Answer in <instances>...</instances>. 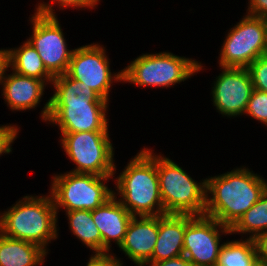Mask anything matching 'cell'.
<instances>
[{
  "mask_svg": "<svg viewBox=\"0 0 267 266\" xmlns=\"http://www.w3.org/2000/svg\"><path fill=\"white\" fill-rule=\"evenodd\" d=\"M121 262L115 255L109 253L95 254L91 255L86 266H122Z\"/></svg>",
  "mask_w": 267,
  "mask_h": 266,
  "instance_id": "28",
  "label": "cell"
},
{
  "mask_svg": "<svg viewBox=\"0 0 267 266\" xmlns=\"http://www.w3.org/2000/svg\"><path fill=\"white\" fill-rule=\"evenodd\" d=\"M7 49L0 50V81L3 76L4 70L7 67Z\"/></svg>",
  "mask_w": 267,
  "mask_h": 266,
  "instance_id": "32",
  "label": "cell"
},
{
  "mask_svg": "<svg viewBox=\"0 0 267 266\" xmlns=\"http://www.w3.org/2000/svg\"><path fill=\"white\" fill-rule=\"evenodd\" d=\"M248 15L267 18V0H250Z\"/></svg>",
  "mask_w": 267,
  "mask_h": 266,
  "instance_id": "30",
  "label": "cell"
},
{
  "mask_svg": "<svg viewBox=\"0 0 267 266\" xmlns=\"http://www.w3.org/2000/svg\"><path fill=\"white\" fill-rule=\"evenodd\" d=\"M112 177L73 172L53 176L49 193L56 212L59 208H64L65 211H92L100 207L115 192L104 184Z\"/></svg>",
  "mask_w": 267,
  "mask_h": 266,
  "instance_id": "8",
  "label": "cell"
},
{
  "mask_svg": "<svg viewBox=\"0 0 267 266\" xmlns=\"http://www.w3.org/2000/svg\"><path fill=\"white\" fill-rule=\"evenodd\" d=\"M7 65L20 75L52 83L54 77L46 70L41 57L28 41L19 48L7 49Z\"/></svg>",
  "mask_w": 267,
  "mask_h": 266,
  "instance_id": "19",
  "label": "cell"
},
{
  "mask_svg": "<svg viewBox=\"0 0 267 266\" xmlns=\"http://www.w3.org/2000/svg\"><path fill=\"white\" fill-rule=\"evenodd\" d=\"M244 114L267 126V93L253 89Z\"/></svg>",
  "mask_w": 267,
  "mask_h": 266,
  "instance_id": "24",
  "label": "cell"
},
{
  "mask_svg": "<svg viewBox=\"0 0 267 266\" xmlns=\"http://www.w3.org/2000/svg\"><path fill=\"white\" fill-rule=\"evenodd\" d=\"M47 251L39 245L0 233V266L42 265Z\"/></svg>",
  "mask_w": 267,
  "mask_h": 266,
  "instance_id": "18",
  "label": "cell"
},
{
  "mask_svg": "<svg viewBox=\"0 0 267 266\" xmlns=\"http://www.w3.org/2000/svg\"><path fill=\"white\" fill-rule=\"evenodd\" d=\"M258 262L267 265V230L258 234L254 239Z\"/></svg>",
  "mask_w": 267,
  "mask_h": 266,
  "instance_id": "29",
  "label": "cell"
},
{
  "mask_svg": "<svg viewBox=\"0 0 267 266\" xmlns=\"http://www.w3.org/2000/svg\"><path fill=\"white\" fill-rule=\"evenodd\" d=\"M252 172L240 167L206 178L204 215L231 229L267 190V181Z\"/></svg>",
  "mask_w": 267,
  "mask_h": 266,
  "instance_id": "1",
  "label": "cell"
},
{
  "mask_svg": "<svg viewBox=\"0 0 267 266\" xmlns=\"http://www.w3.org/2000/svg\"><path fill=\"white\" fill-rule=\"evenodd\" d=\"M253 266H267L266 264L262 263V262H257L256 264H254Z\"/></svg>",
  "mask_w": 267,
  "mask_h": 266,
  "instance_id": "33",
  "label": "cell"
},
{
  "mask_svg": "<svg viewBox=\"0 0 267 266\" xmlns=\"http://www.w3.org/2000/svg\"><path fill=\"white\" fill-rule=\"evenodd\" d=\"M100 0H51L50 4H45V2L43 3H39L38 6L35 8L36 9V14H40V15H44V16H56L54 9H53V3L56 4L58 3L59 7L62 8H68L71 6V8H94L95 6H97V3ZM53 2V3H52Z\"/></svg>",
  "mask_w": 267,
  "mask_h": 266,
  "instance_id": "25",
  "label": "cell"
},
{
  "mask_svg": "<svg viewBox=\"0 0 267 266\" xmlns=\"http://www.w3.org/2000/svg\"><path fill=\"white\" fill-rule=\"evenodd\" d=\"M157 237L158 216H133L119 248L134 264L143 266L152 262Z\"/></svg>",
  "mask_w": 267,
  "mask_h": 266,
  "instance_id": "14",
  "label": "cell"
},
{
  "mask_svg": "<svg viewBox=\"0 0 267 266\" xmlns=\"http://www.w3.org/2000/svg\"><path fill=\"white\" fill-rule=\"evenodd\" d=\"M220 52L221 68H247L267 55V18L245 15L230 29Z\"/></svg>",
  "mask_w": 267,
  "mask_h": 266,
  "instance_id": "9",
  "label": "cell"
},
{
  "mask_svg": "<svg viewBox=\"0 0 267 266\" xmlns=\"http://www.w3.org/2000/svg\"><path fill=\"white\" fill-rule=\"evenodd\" d=\"M57 214L50 194L46 197L24 196L0 214V233L35 243L48 252V242L58 236Z\"/></svg>",
  "mask_w": 267,
  "mask_h": 266,
  "instance_id": "3",
  "label": "cell"
},
{
  "mask_svg": "<svg viewBox=\"0 0 267 266\" xmlns=\"http://www.w3.org/2000/svg\"><path fill=\"white\" fill-rule=\"evenodd\" d=\"M220 233L231 234V229L205 215L195 216L187 224L183 255L190 260L192 266H216L223 245L220 244Z\"/></svg>",
  "mask_w": 267,
  "mask_h": 266,
  "instance_id": "12",
  "label": "cell"
},
{
  "mask_svg": "<svg viewBox=\"0 0 267 266\" xmlns=\"http://www.w3.org/2000/svg\"><path fill=\"white\" fill-rule=\"evenodd\" d=\"M189 214H164L158 216V237L152 262L183 255V239L187 224L194 218Z\"/></svg>",
  "mask_w": 267,
  "mask_h": 266,
  "instance_id": "16",
  "label": "cell"
},
{
  "mask_svg": "<svg viewBox=\"0 0 267 266\" xmlns=\"http://www.w3.org/2000/svg\"><path fill=\"white\" fill-rule=\"evenodd\" d=\"M257 262L254 241L247 238L223 243L216 266H253Z\"/></svg>",
  "mask_w": 267,
  "mask_h": 266,
  "instance_id": "21",
  "label": "cell"
},
{
  "mask_svg": "<svg viewBox=\"0 0 267 266\" xmlns=\"http://www.w3.org/2000/svg\"><path fill=\"white\" fill-rule=\"evenodd\" d=\"M6 69L8 66L4 70L0 85L3 84L2 95L7 106L16 111L35 108L44 95L43 91L47 83L34 77L17 74L14 71L7 76L5 75Z\"/></svg>",
  "mask_w": 267,
  "mask_h": 266,
  "instance_id": "17",
  "label": "cell"
},
{
  "mask_svg": "<svg viewBox=\"0 0 267 266\" xmlns=\"http://www.w3.org/2000/svg\"><path fill=\"white\" fill-rule=\"evenodd\" d=\"M267 230V190L260 199L231 228L232 233L248 234L254 239Z\"/></svg>",
  "mask_w": 267,
  "mask_h": 266,
  "instance_id": "22",
  "label": "cell"
},
{
  "mask_svg": "<svg viewBox=\"0 0 267 266\" xmlns=\"http://www.w3.org/2000/svg\"><path fill=\"white\" fill-rule=\"evenodd\" d=\"M33 34L27 41L36 49L46 70L53 76L67 72L74 49H67L57 16L34 14Z\"/></svg>",
  "mask_w": 267,
  "mask_h": 266,
  "instance_id": "11",
  "label": "cell"
},
{
  "mask_svg": "<svg viewBox=\"0 0 267 266\" xmlns=\"http://www.w3.org/2000/svg\"><path fill=\"white\" fill-rule=\"evenodd\" d=\"M146 264H149V266H192L190 260L187 259L184 255L159 262H147L143 266H145Z\"/></svg>",
  "mask_w": 267,
  "mask_h": 266,
  "instance_id": "31",
  "label": "cell"
},
{
  "mask_svg": "<svg viewBox=\"0 0 267 266\" xmlns=\"http://www.w3.org/2000/svg\"><path fill=\"white\" fill-rule=\"evenodd\" d=\"M99 44H91L75 48L66 74L82 82L86 89H93L102 99L109 102V91L114 82L123 81V70L111 73L109 58Z\"/></svg>",
  "mask_w": 267,
  "mask_h": 266,
  "instance_id": "10",
  "label": "cell"
},
{
  "mask_svg": "<svg viewBox=\"0 0 267 266\" xmlns=\"http://www.w3.org/2000/svg\"><path fill=\"white\" fill-rule=\"evenodd\" d=\"M253 88L267 93V55L258 57L247 67Z\"/></svg>",
  "mask_w": 267,
  "mask_h": 266,
  "instance_id": "26",
  "label": "cell"
},
{
  "mask_svg": "<svg viewBox=\"0 0 267 266\" xmlns=\"http://www.w3.org/2000/svg\"><path fill=\"white\" fill-rule=\"evenodd\" d=\"M108 101L92 100L74 92H54L41 111L42 120L59 126L61 132L108 131Z\"/></svg>",
  "mask_w": 267,
  "mask_h": 266,
  "instance_id": "4",
  "label": "cell"
},
{
  "mask_svg": "<svg viewBox=\"0 0 267 266\" xmlns=\"http://www.w3.org/2000/svg\"><path fill=\"white\" fill-rule=\"evenodd\" d=\"M120 203L133 216L164 215L157 172V155L144 147L116 178ZM155 209V210H154Z\"/></svg>",
  "mask_w": 267,
  "mask_h": 266,
  "instance_id": "2",
  "label": "cell"
},
{
  "mask_svg": "<svg viewBox=\"0 0 267 266\" xmlns=\"http://www.w3.org/2000/svg\"><path fill=\"white\" fill-rule=\"evenodd\" d=\"M51 84L55 92H74L76 95L84 94L92 100H104L93 89H86L81 81L69 77L66 73L54 77Z\"/></svg>",
  "mask_w": 267,
  "mask_h": 266,
  "instance_id": "23",
  "label": "cell"
},
{
  "mask_svg": "<svg viewBox=\"0 0 267 266\" xmlns=\"http://www.w3.org/2000/svg\"><path fill=\"white\" fill-rule=\"evenodd\" d=\"M222 69L212 88L213 104L223 116L242 115L254 89L250 73L247 68Z\"/></svg>",
  "mask_w": 267,
  "mask_h": 266,
  "instance_id": "13",
  "label": "cell"
},
{
  "mask_svg": "<svg viewBox=\"0 0 267 266\" xmlns=\"http://www.w3.org/2000/svg\"><path fill=\"white\" fill-rule=\"evenodd\" d=\"M109 198L103 205L92 210V217L102 237V254L109 253L111 240L119 247L124 240L133 215L117 200Z\"/></svg>",
  "mask_w": 267,
  "mask_h": 266,
  "instance_id": "15",
  "label": "cell"
},
{
  "mask_svg": "<svg viewBox=\"0 0 267 266\" xmlns=\"http://www.w3.org/2000/svg\"><path fill=\"white\" fill-rule=\"evenodd\" d=\"M157 172L164 214L204 215L206 179L195 182L171 159L157 155Z\"/></svg>",
  "mask_w": 267,
  "mask_h": 266,
  "instance_id": "5",
  "label": "cell"
},
{
  "mask_svg": "<svg viewBox=\"0 0 267 266\" xmlns=\"http://www.w3.org/2000/svg\"><path fill=\"white\" fill-rule=\"evenodd\" d=\"M74 236L81 240L95 254H102V237L94 223L91 210L66 211Z\"/></svg>",
  "mask_w": 267,
  "mask_h": 266,
  "instance_id": "20",
  "label": "cell"
},
{
  "mask_svg": "<svg viewBox=\"0 0 267 266\" xmlns=\"http://www.w3.org/2000/svg\"><path fill=\"white\" fill-rule=\"evenodd\" d=\"M61 145L77 165L73 173L113 176L114 151L108 131L61 132Z\"/></svg>",
  "mask_w": 267,
  "mask_h": 266,
  "instance_id": "7",
  "label": "cell"
},
{
  "mask_svg": "<svg viewBox=\"0 0 267 266\" xmlns=\"http://www.w3.org/2000/svg\"><path fill=\"white\" fill-rule=\"evenodd\" d=\"M201 62L170 52L142 54L123 70V81L139 87H170L202 69Z\"/></svg>",
  "mask_w": 267,
  "mask_h": 266,
  "instance_id": "6",
  "label": "cell"
},
{
  "mask_svg": "<svg viewBox=\"0 0 267 266\" xmlns=\"http://www.w3.org/2000/svg\"><path fill=\"white\" fill-rule=\"evenodd\" d=\"M18 132V127L14 125L0 126V155H2V153L8 154L12 151L11 143L16 139Z\"/></svg>",
  "mask_w": 267,
  "mask_h": 266,
  "instance_id": "27",
  "label": "cell"
}]
</instances>
